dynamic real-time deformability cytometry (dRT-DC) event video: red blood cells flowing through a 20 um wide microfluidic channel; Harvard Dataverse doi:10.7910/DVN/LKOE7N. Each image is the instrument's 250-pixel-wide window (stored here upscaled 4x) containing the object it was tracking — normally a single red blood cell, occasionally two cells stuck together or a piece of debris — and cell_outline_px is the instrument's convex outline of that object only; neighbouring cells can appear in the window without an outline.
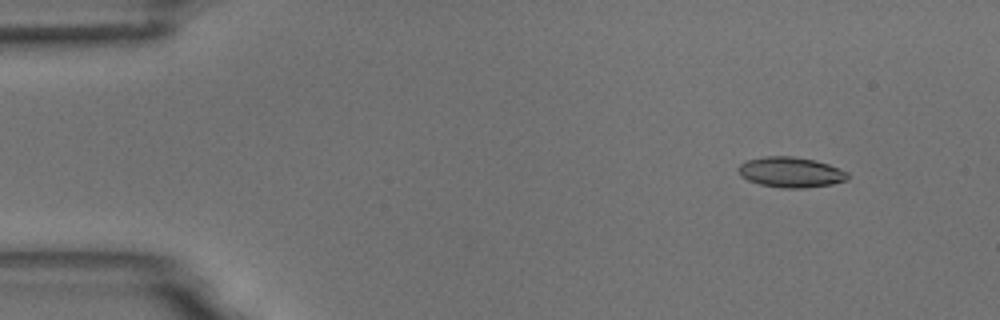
{"species": "common noctule bat (a hibernating species)", "species_latin": "Nyctalus noctula", "temperature_condition": "room temperature", "stored_images_in_passage": 4, "camera_frame_rate_fps": 3000, "um_per_image_px": 0.085, "animal": {"sex": "male", "body_mass_g": 18.8}, "frame": {"image": 1, "passage_image": 1, "time_ms": 0.0, "image_size_px": [1000, 320], "cell_outline_px": [[848, 180], [832, 184], [804, 188], [784, 188], [760, 184], [748, 180], [740, 176], [736, 168], [740, 164], [748, 160], [764, 156], [792, 156], [816, 160], [828, 164], [848, 172]], "centroid_in_image_um": [67.2, 14.63], "position_along_channel_um": 17.8, "area_um2": 19.42}}
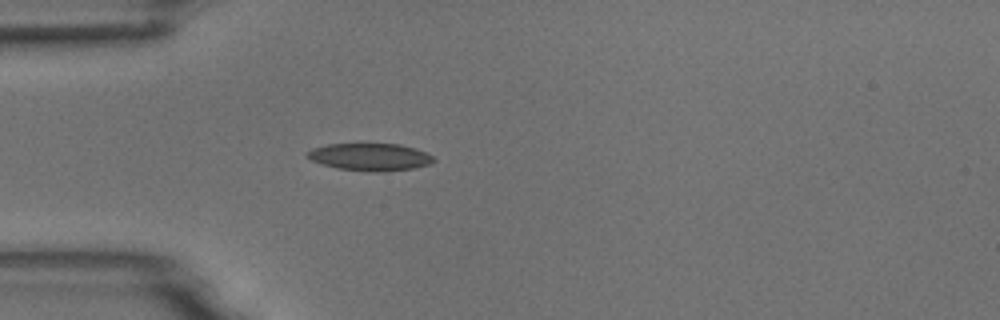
{"frame": {"image": 2, "passage_image": 4, "time_ms": 3.333, "image_size_px": [1000, 320], "cell_outline_px": [[436, 160], [428, 164], [416, 168], [384, 172], [336, 168], [312, 160], [304, 156], [312, 148], [328, 144], [400, 144], [416, 148], [432, 156]], "centroid_in_image_um": [31.47, 13.33], "position_along_channel_um": 53.5, "area_um2": 20.0}}